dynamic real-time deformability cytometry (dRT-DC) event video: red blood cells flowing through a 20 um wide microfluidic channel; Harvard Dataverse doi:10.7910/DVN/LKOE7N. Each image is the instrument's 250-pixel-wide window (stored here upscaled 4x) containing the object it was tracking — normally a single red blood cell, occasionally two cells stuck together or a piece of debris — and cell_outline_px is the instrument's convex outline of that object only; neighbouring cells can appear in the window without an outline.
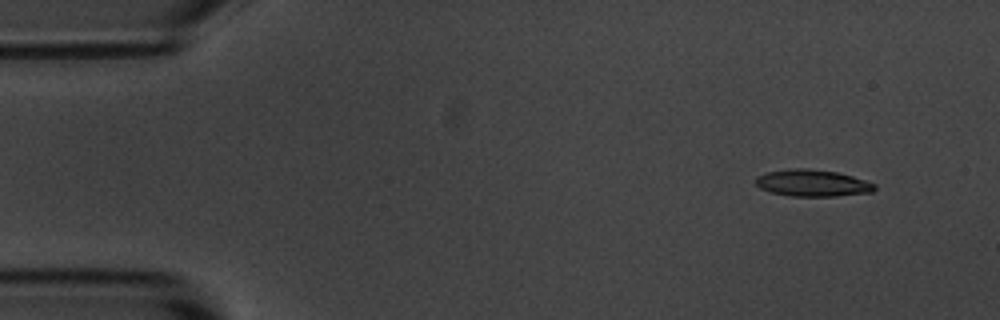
{"species": "common noctule bat (a hibernating species)", "species_latin": "Nyctalus noctula", "temperature_condition": "room temperature", "stored_images_in_passage": 3, "camera_frame_rate_fps": 3000, "um_per_image_px": 0.085, "animal": {"sex": "male", "body_mass_g": 20.1, "forearm_length_mm": 53.5}, "frame": {"image": 1, "passage_image": 3, "time_ms": 3.333, "image_size_px": [1000, 320], "cell_outline_px": [[876, 188], [872, 192], [836, 196], [792, 196], [768, 192], [760, 188], [756, 184], [756, 176], [768, 172], [788, 168], [808, 168], [836, 172], [852, 176], [876, 184]], "centroid_in_image_um": [69.04, 15.56], "position_along_channel_um": 16.0, "area_um2": 18.61}}